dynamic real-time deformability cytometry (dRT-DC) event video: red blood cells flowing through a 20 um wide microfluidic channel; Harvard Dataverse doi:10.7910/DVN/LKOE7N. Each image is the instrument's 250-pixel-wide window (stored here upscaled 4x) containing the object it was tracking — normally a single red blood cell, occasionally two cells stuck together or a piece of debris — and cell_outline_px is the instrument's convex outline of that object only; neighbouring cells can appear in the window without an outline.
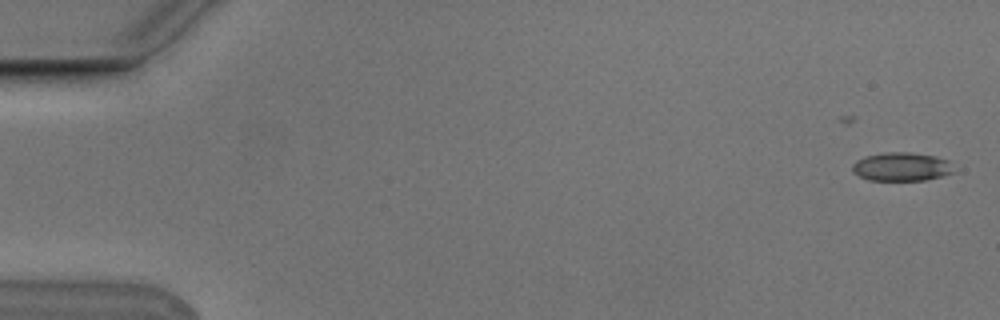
{"species": "Egyptian fruit bat (a non-hibernating species)", "species_latin": "Rousettus aegyptiacus", "temperature_condition": "cold", "stored_images_in_passage": 10, "camera_frame_rate_fps": 3000, "um_per_image_px": 0.085, "animal": {"sex": "male"}, "frame": {"image": 1, "passage_image": 2, "time_ms": 0.333, "image_size_px": [1000, 320], "cell_outline_px": [[956, 172], [944, 176], [924, 180], [868, 180], [852, 172], [852, 164], [856, 160], [864, 156], [884, 152], [908, 152], [936, 156], [948, 160]], "centroid_in_image_um": [76.63, 14.17], "position_along_channel_um": 8.4, "area_um2": 17.11}}
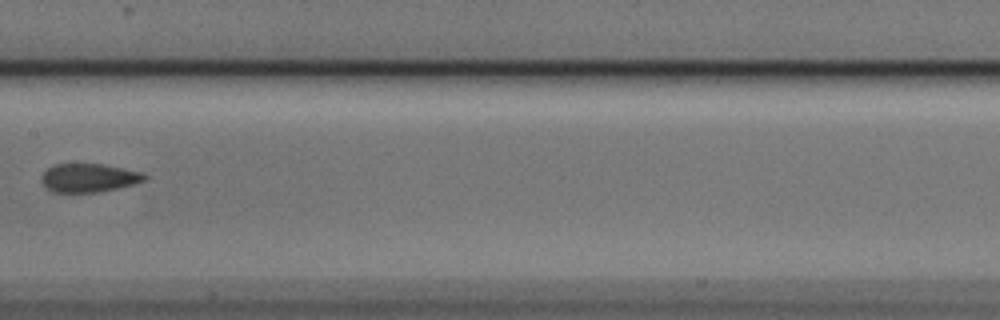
{"frame": {"image": 2, "passage_image": 9, "time_ms": 2.667, "image_size_px": [1000, 320], "cell_outline_px": [[148, 180], [100, 192], [52, 192], [40, 180], [40, 176], [48, 168], [56, 164], [100, 164], [140, 172], [148, 176]], "centroid_in_image_um": [7.53, 15.12], "position_along_channel_um": 199.9, "area_um2": 16.94}}
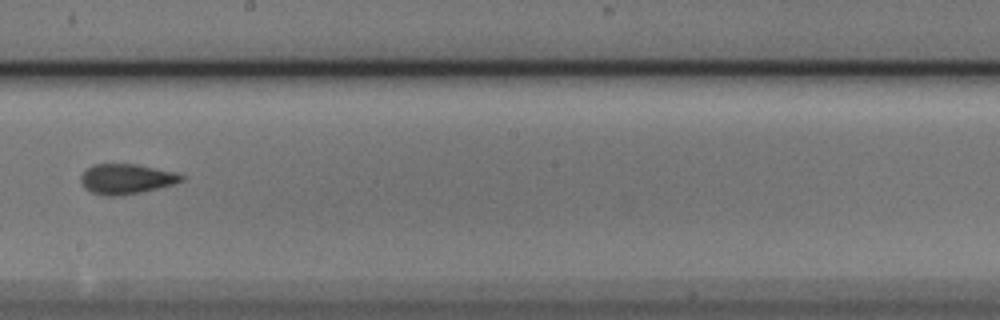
{"frame": {"image": 3, "passage_image": 10, "time_ms": 3.0, "image_size_px": [1000, 320], "cell_outline_px": [[188, 176], [184, 180], [172, 184], [140, 192], [120, 196], [108, 196], [92, 192], [84, 188], [80, 180], [80, 176], [92, 164], [136, 164], [172, 172]], "centroid_in_image_um": [10.72, 15.21], "position_along_channel_um": 237.5, "area_um2": 17.46}}